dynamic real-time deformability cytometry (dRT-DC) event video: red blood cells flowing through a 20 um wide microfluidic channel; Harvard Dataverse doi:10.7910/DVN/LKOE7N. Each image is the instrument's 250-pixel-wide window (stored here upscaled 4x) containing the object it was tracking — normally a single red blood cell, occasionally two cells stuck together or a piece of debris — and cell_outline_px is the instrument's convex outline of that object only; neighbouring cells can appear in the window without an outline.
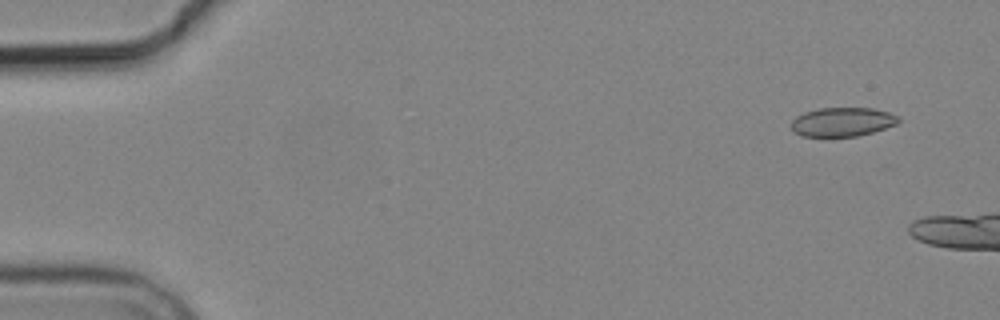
{"species": "common noctule bat (a hibernating species)", "species_latin": "Nyctalus noctula", "temperature_condition": "cold", "stored_images_in_passage": 3, "camera_frame_rate_fps": 3000, "um_per_image_px": 0.085, "animal": {"sex": "male", "body_mass_g": 19.2, "forearm_length_mm": 51.8}, "frame": {"image": 1, "passage_image": 1, "time_ms": 0.0, "image_size_px": [1000, 320], "cell_outline_px": [[900, 120], [896, 124], [872, 132], [856, 136], [800, 136], [792, 132], [792, 120], [796, 116], [804, 112], [820, 108], [872, 108], [888, 112], [900, 116]], "centroid_in_image_um": [71.58, 10.36], "position_along_channel_um": 13.4, "area_um2": 18.09}}